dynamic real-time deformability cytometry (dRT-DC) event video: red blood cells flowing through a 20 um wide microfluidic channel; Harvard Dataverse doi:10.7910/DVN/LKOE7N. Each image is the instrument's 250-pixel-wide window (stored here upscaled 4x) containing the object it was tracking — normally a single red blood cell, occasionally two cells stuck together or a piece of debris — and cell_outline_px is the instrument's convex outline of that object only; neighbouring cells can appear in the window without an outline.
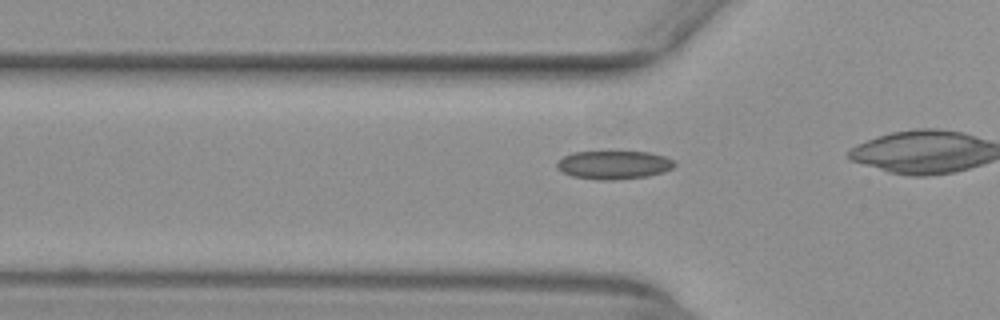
{"species": "common noctule bat (a hibernating species)", "species_latin": "Nyctalus noctula", "temperature_condition": "warm", "stored_images_in_passage": 19, "camera_frame_rate_fps": 3000, "um_per_image_px": 0.085, "animal": {"sex": "female", "body_mass_g": 29.2, "forearm_length_mm": 56.3}, "frame": {"image": 1, "passage_image": 14, "time_ms": 4.333, "image_size_px": [1000, 320], "cell_outline_px": [[676, 164], [672, 168], [664, 172], [648, 176], [612, 180], [596, 180], [572, 176], [556, 168], [556, 160], [572, 152], [648, 152], [664, 156], [672, 160]], "centroid_in_image_um": [52.14, 14.02], "position_along_channel_um": 73.7, "area_um2": 19.48}}
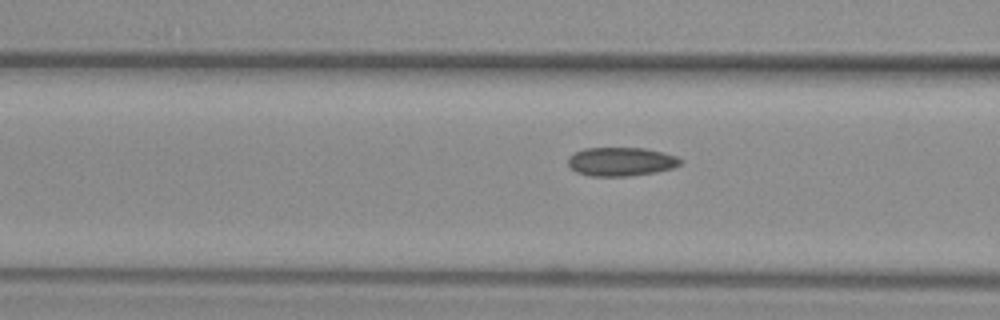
{"frame": {"image": 2, "passage_image": 17, "time_ms": 5.333, "image_size_px": [1000, 320], "cell_outline_px": [[684, 160], [680, 164], [672, 168], [656, 172], [628, 176], [588, 176], [576, 172], [568, 164], [568, 156], [584, 148], [644, 148], [664, 152], [676, 156]], "centroid_in_image_um": [52.79, 13.74], "position_along_channel_um": 113.8, "area_um2": 18.9}}